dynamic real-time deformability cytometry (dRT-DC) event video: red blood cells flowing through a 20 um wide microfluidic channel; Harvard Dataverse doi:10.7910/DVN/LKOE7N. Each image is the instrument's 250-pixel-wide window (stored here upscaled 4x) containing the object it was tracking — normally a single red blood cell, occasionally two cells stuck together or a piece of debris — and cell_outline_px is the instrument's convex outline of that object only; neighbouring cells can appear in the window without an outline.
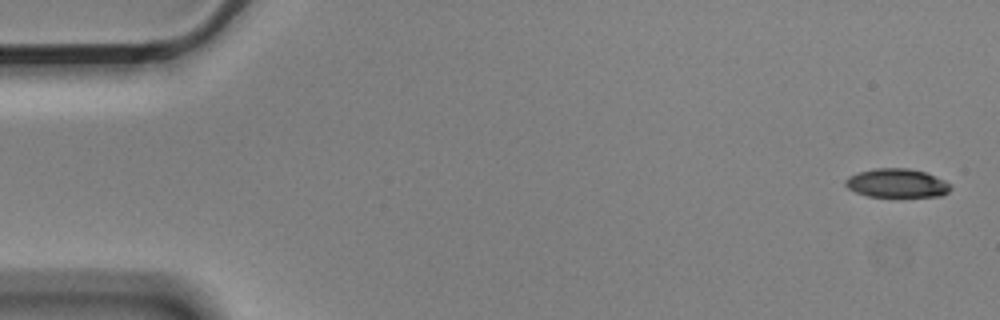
{"species": "Egyptian fruit bat (a non-hibernating species)", "species_latin": "Rousettus aegyptiacus", "temperature_condition": "cold", "stored_images_in_passage": 6, "camera_frame_rate_fps": 3000, "um_per_image_px": 0.085, "animal": {"sex": "male"}, "frame": {"image": 1, "passage_image": 1, "time_ms": 0.0, "image_size_px": [1000, 320], "cell_outline_px": [[952, 188], [948, 192], [940, 196], [868, 196], [856, 192], [848, 188], [844, 184], [844, 180], [848, 176], [860, 172], [876, 168], [908, 168], [924, 172], [944, 180], [952, 184]], "centroid_in_image_um": [76.23, 15.56], "position_along_channel_um": 8.8, "area_um2": 17.51}}